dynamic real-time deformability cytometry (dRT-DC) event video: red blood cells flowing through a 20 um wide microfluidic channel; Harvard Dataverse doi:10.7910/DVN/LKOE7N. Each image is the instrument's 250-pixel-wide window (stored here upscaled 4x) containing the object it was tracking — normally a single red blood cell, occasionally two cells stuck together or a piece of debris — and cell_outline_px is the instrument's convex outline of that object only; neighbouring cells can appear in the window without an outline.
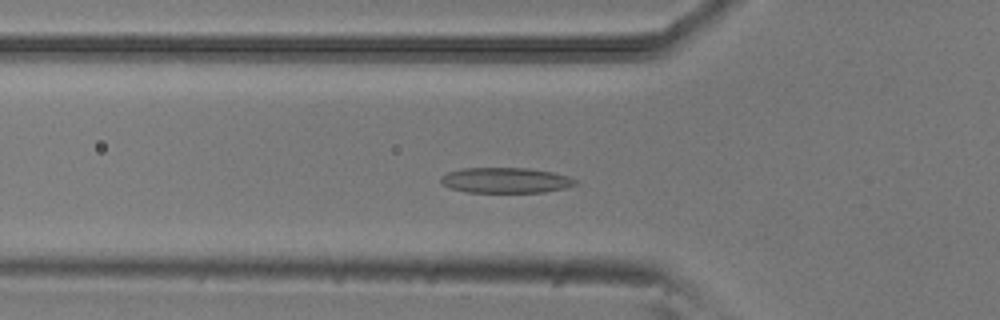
{"species": "common noctule bat (a hibernating species)", "species_latin": "Nyctalus noctula", "temperature_condition": "room temperature", "stored_images_in_passage": 48, "camera_frame_rate_fps": 3000, "um_per_image_px": 0.085, "animal": {"sex": "male", "body_mass_g": 20.5, "forearm_length_mm": 52.5}, "frame": {"image": 1, "passage_image": 13, "time_ms": 4.0, "image_size_px": [1000, 320], "cell_outline_px": [[580, 180], [576, 184], [564, 188], [544, 192], [468, 192], [448, 188], [440, 180], [440, 176], [448, 172], [464, 168], [528, 168], [552, 172], [568, 176]], "centroid_in_image_um": [42.99, 15.32], "position_along_channel_um": 82.8, "area_um2": 19.94}}
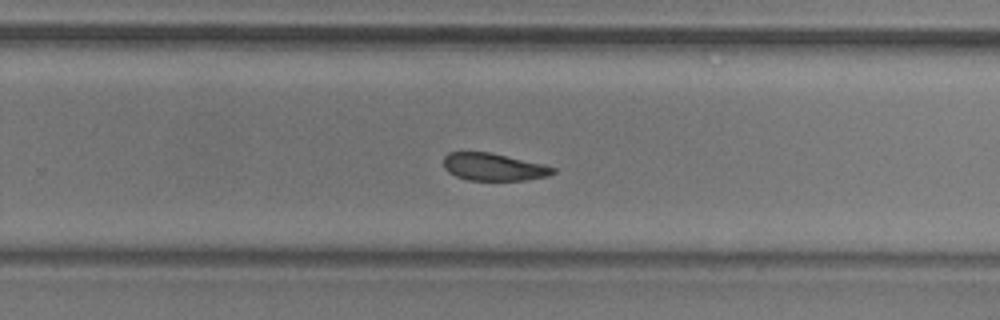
{"frame": {"image": 2, "passage_image": 29, "time_ms": 9.333, "image_size_px": [1000, 320], "cell_outline_px": [[556, 172], [548, 176], [524, 180], [468, 180], [456, 176], [448, 172], [444, 168], [444, 156], [448, 152], [488, 152], [544, 164], [556, 168]], "centroid_in_image_um": [41.95, 14.19], "position_along_channel_um": 287.8, "area_um2": 17.46}}
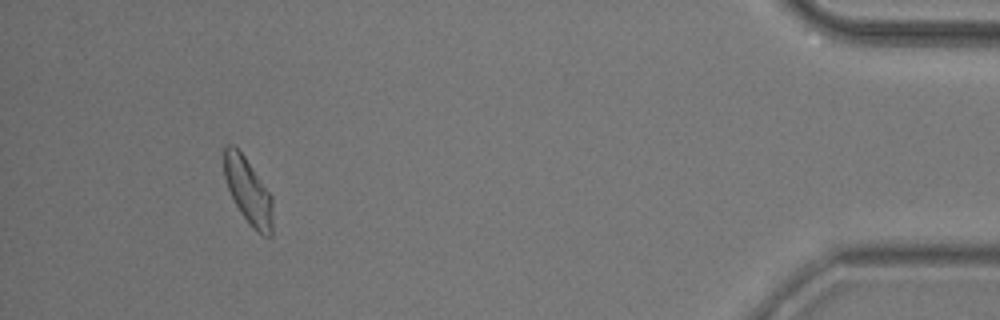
{"frame": {"image": 3, "passage_image": 44, "time_ms": 14.333, "image_size_px": [1000, 320], "cell_outline_px": [[272, 236], [264, 236], [240, 212], [228, 188], [224, 176], [224, 144], [232, 144], [244, 156], [272, 196]], "centroid_in_image_um": [21.08, 16.19], "position_along_channel_um": 414.1, "area_um2": 18.15}, "authors_computed_cell_mechanics": {"area_um2": 19.1896, "velocity_mm_per_s": 3.8379, "shape_relaxation_time_tau1_ms": 6.3093, "shape_relaxation_time_tau2_ms": 2.4999, "deformation_change_tau1": 0.1525, "deformation_change_tau2": 0.0849}}